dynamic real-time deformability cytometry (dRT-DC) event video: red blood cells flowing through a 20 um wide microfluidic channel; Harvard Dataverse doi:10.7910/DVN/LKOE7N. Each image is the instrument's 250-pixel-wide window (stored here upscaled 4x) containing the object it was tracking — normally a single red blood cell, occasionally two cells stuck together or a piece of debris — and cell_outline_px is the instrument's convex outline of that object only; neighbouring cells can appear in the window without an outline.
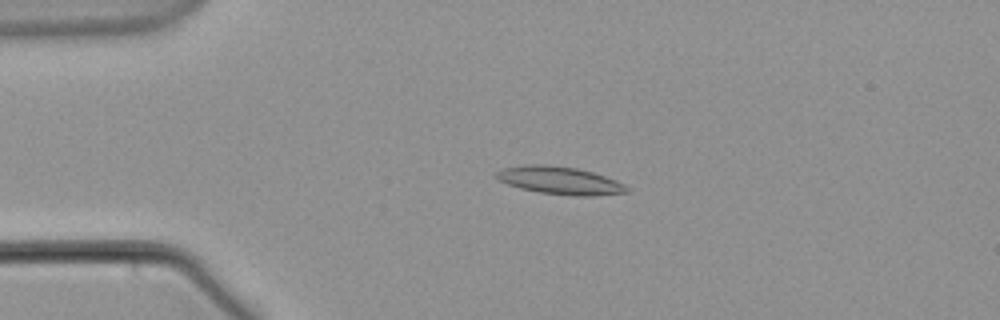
{"species": "common noctule bat (a hibernating species)", "species_latin": "Nyctalus noctula", "temperature_condition": "warm", "stored_images_in_passage": 59, "camera_frame_rate_fps": 3000, "um_per_image_px": 0.085, "animal": {"sex": "male", "body_mass_g": 21.5, "forearm_length_mm": 52.0}, "frame": {"image": 1, "passage_image": 14, "time_ms": 4.333, "image_size_px": [1000, 320], "cell_outline_px": [[632, 188], [628, 192], [592, 196], [572, 196], [540, 192], [520, 188], [508, 184], [500, 180], [496, 176], [496, 172], [504, 168], [524, 164], [548, 164], [576, 168], [592, 172], [616, 180]], "centroid_in_image_um": [47.62, 15.34], "position_along_channel_um": 37.4, "area_um2": 21.1}}
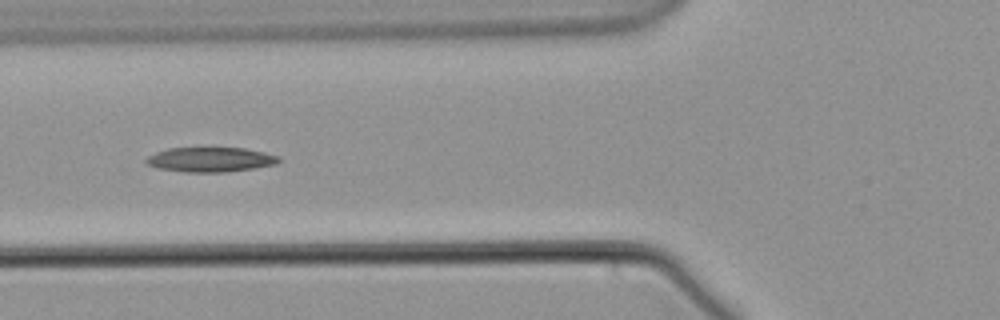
{"frame": {"image": 2, "passage_image": 23, "time_ms": 7.333, "image_size_px": [1000, 320], "cell_outline_px": [[280, 160], [276, 164], [256, 168], [224, 172], [184, 172], [156, 168], [144, 164], [144, 160], [148, 156], [156, 152], [168, 148], [200, 144], [244, 148], [264, 152], [280, 156]], "centroid_in_image_um": [17.83, 13.51], "position_along_channel_um": 108.0, "area_um2": 20.35}}
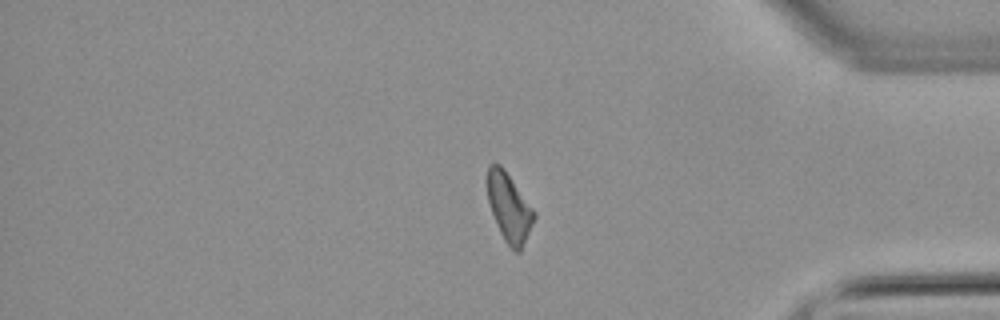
{"frame": {"image": 3, "passage_image": 49, "time_ms": 16.0, "image_size_px": [1000, 320], "cell_outline_px": [[536, 216], [520, 252], [516, 252], [504, 240], [500, 232], [492, 212], [488, 200], [488, 164], [500, 164], [504, 168], [536, 212]], "centroid_in_image_um": [43.29, 17.63], "position_along_channel_um": 391.9, "area_um2": 18.32}}